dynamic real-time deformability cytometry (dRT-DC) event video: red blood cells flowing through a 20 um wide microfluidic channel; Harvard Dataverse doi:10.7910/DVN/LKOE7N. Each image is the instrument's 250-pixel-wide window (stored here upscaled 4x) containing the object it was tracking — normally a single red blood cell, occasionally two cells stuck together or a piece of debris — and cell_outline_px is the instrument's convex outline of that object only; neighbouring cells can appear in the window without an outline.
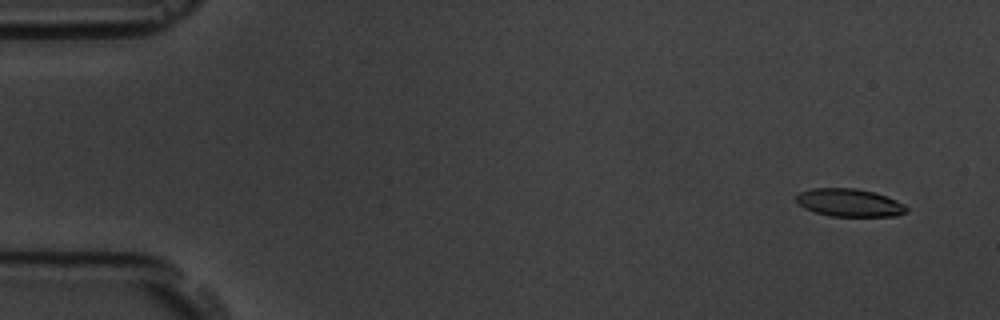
{"species": "common noctule bat (a hibernating species)", "species_latin": "Nyctalus noctula", "temperature_condition": "room temperature", "stored_images_in_passage": 11, "camera_frame_rate_fps": 3000, "um_per_image_px": 0.085, "animal": {"sex": "male", "body_mass_g": 19.5, "forearm_length_mm": 54.6}, "frame": {"image": 1, "passage_image": 1, "time_ms": 0.0, "image_size_px": [1000, 320], "cell_outline_px": [[908, 212], [896, 216], [832, 216], [816, 212], [804, 208], [796, 200], [796, 196], [800, 192], [812, 188], [856, 188], [872, 192], [896, 200], [904, 204], [908, 208]], "centroid_in_image_um": [72.21, 17.23], "position_along_channel_um": 12.8, "area_um2": 17.74}}
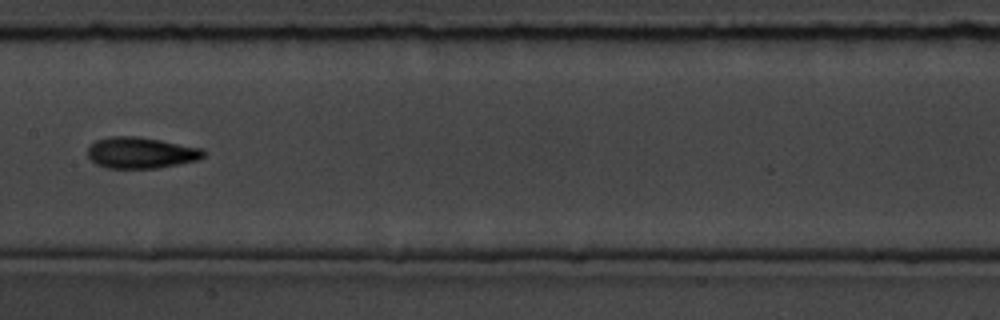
{"frame": {"image": 2, "passage_image": 8, "time_ms": 8.667, "image_size_px": [1000, 320], "cell_outline_px": [[204, 156], [200, 160], [156, 168], [108, 168], [96, 164], [88, 156], [88, 144], [96, 140], [112, 136], [136, 136], [160, 140], [204, 148]], "centroid_in_image_um": [11.98, 12.98], "position_along_channel_um": 195.4, "area_um2": 21.15}}
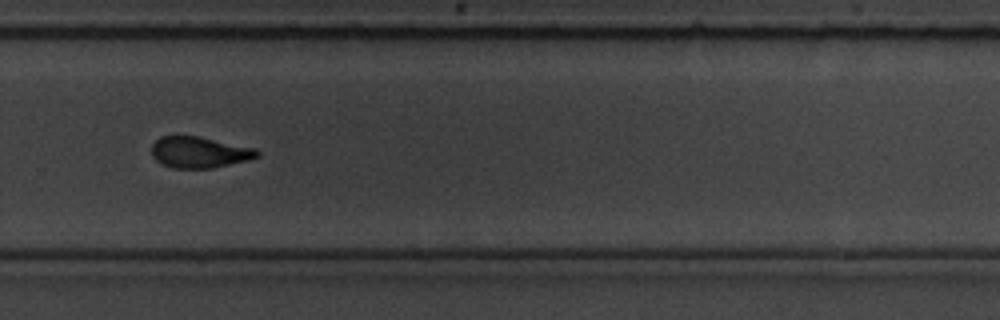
{"frame": {"image": 3, "passage_image": 11, "time_ms": 12.0, "image_size_px": [1000, 320], "cell_outline_px": [[260, 156], [252, 160], [212, 168], [172, 168], [156, 160], [152, 156], [152, 144], [160, 136], [196, 136], [256, 148], [260, 152]], "centroid_in_image_um": [16.99, 12.95], "position_along_channel_um": 312.8, "area_um2": 19.25}}